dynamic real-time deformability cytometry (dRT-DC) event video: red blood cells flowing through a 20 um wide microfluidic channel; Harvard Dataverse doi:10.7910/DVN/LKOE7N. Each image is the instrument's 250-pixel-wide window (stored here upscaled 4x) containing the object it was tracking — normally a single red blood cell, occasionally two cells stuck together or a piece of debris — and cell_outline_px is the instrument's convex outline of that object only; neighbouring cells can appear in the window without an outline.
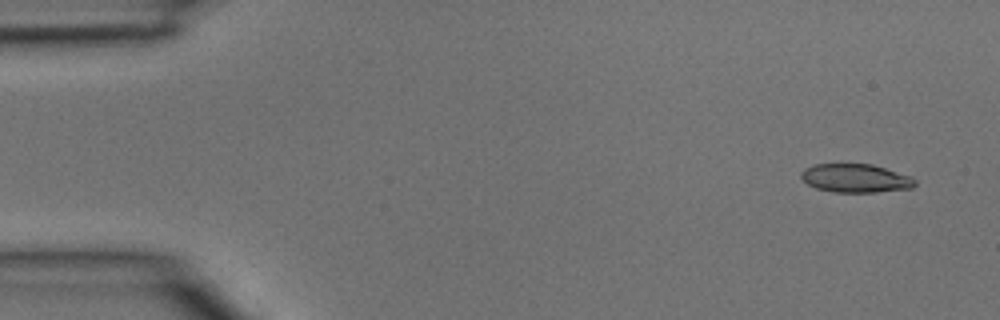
{"species": "common noctule bat (a hibernating species)", "species_latin": "Nyctalus noctula", "temperature_condition": "room temperature", "stored_images_in_passage": 4, "camera_frame_rate_fps": 3000, "um_per_image_px": 0.085, "animal": {"sex": "male", "body_mass_g": 15.6}, "frame": {"image": 1, "passage_image": 1, "time_ms": 0.0, "image_size_px": [1000, 320], "cell_outline_px": [[916, 184], [912, 188], [876, 192], [832, 192], [816, 188], [808, 184], [800, 176], [800, 172], [804, 168], [816, 164], [872, 164], [912, 176], [916, 180]], "centroid_in_image_um": [72.73, 15.15], "position_along_channel_um": 12.3, "area_um2": 19.02}}